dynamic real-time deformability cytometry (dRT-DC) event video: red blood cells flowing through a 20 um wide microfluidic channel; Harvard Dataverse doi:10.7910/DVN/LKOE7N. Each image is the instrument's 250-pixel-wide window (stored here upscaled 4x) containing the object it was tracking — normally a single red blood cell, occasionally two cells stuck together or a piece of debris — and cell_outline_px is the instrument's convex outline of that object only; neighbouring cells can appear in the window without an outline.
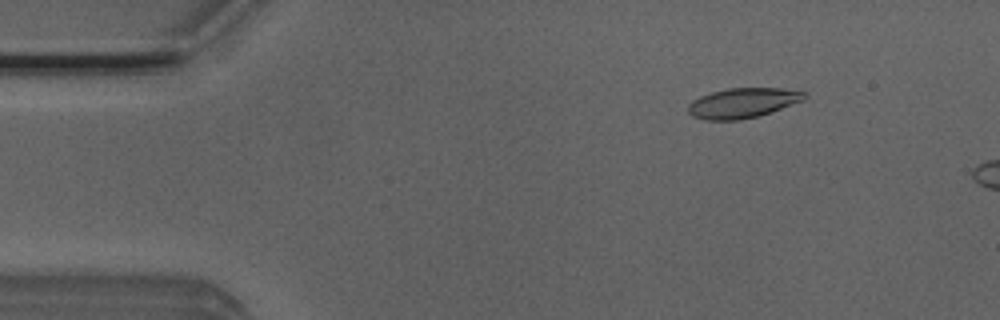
{"species": "Egyptian fruit bat (a non-hibernating species)", "species_latin": "Rousettus aegyptiacus", "temperature_condition": "room temperature", "stored_images_in_passage": 8, "camera_frame_rate_fps": 3000, "um_per_image_px": 0.085, "animal": {"sex": "male"}, "frame": {"image": 1, "passage_image": 4, "time_ms": 1.0, "image_size_px": [1000, 320], "cell_outline_px": [[808, 96], [804, 100], [756, 116], [736, 120], [704, 120], [692, 116], [688, 112], [688, 104], [692, 100], [700, 96], [712, 92], [728, 88], [780, 88], [804, 92]], "centroid_in_image_um": [63.08, 8.74], "position_along_channel_um": 21.9, "area_um2": 20.06}}